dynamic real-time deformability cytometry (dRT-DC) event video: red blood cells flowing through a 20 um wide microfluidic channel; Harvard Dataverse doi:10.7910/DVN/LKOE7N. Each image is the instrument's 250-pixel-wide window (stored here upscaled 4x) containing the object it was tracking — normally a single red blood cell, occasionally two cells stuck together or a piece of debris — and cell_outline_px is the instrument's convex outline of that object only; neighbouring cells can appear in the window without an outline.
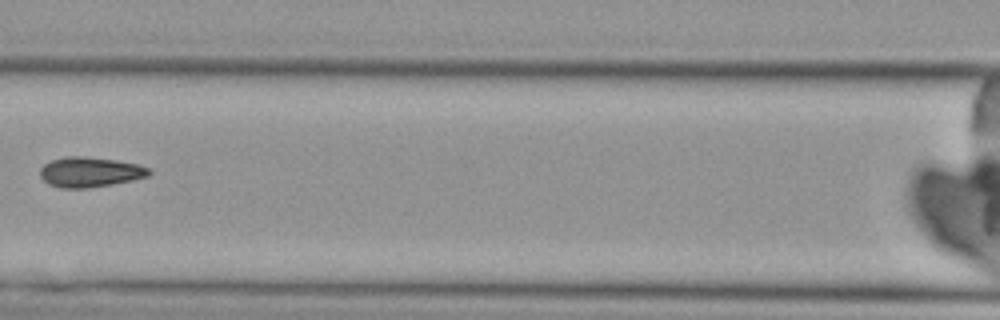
{"species": "Egyptian fruit bat (a non-hibernating species)", "species_latin": "Rousettus aegyptiacus", "temperature_condition": "cold", "stored_images_in_passage": 8, "camera_frame_rate_fps": 3000, "um_per_image_px": 0.085, "animal": {"sex": "female"}, "frame": {"image": 1, "passage_image": 8, "time_ms": 8.333, "image_size_px": [1000, 320], "cell_outline_px": [[152, 172], [148, 176], [132, 180], [112, 184], [88, 188], [60, 188], [48, 184], [40, 176], [40, 168], [44, 164], [52, 160], [64, 156], [84, 156], [116, 160], [136, 164], [148, 168]], "centroid_in_image_um": [7.62, 14.62], "position_along_channel_um": 159.0, "area_um2": 19.07}}